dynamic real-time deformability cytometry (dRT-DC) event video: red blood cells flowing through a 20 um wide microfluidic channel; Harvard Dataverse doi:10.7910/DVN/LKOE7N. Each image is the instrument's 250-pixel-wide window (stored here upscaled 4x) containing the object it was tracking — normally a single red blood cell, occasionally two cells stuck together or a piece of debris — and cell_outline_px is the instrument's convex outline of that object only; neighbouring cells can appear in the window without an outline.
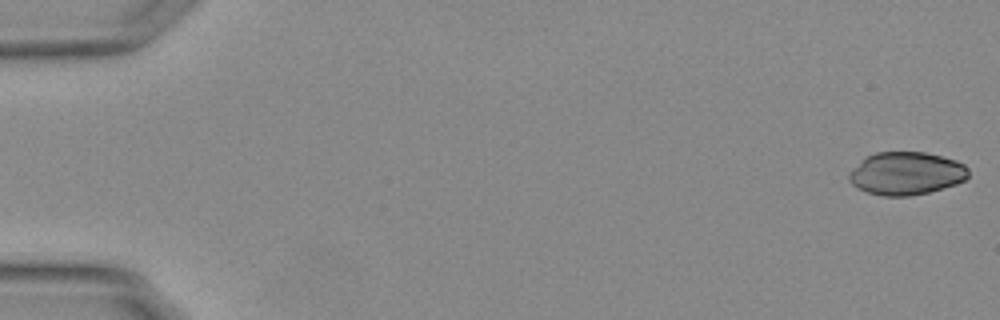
{"species": "Egyptian fruit bat (a non-hibernating species)", "species_latin": "Rousettus aegyptiacus", "temperature_condition": "warm", "stored_images_in_passage": 10, "camera_frame_rate_fps": 3000, "um_per_image_px": 0.085, "animal": {"sex": "female"}, "frame": {"image": 1, "passage_image": 1, "time_ms": 0.0, "image_size_px": [1000, 320], "cell_outline_px": [[968, 176], [964, 180], [956, 184], [928, 192], [908, 196], [884, 196], [868, 192], [856, 188], [848, 180], [848, 176], [868, 156], [876, 152], [924, 152], [956, 160], [964, 164], [968, 168]], "centroid_in_image_um": [77.06, 14.75], "position_along_channel_um": 7.9, "area_um2": 29.42}}